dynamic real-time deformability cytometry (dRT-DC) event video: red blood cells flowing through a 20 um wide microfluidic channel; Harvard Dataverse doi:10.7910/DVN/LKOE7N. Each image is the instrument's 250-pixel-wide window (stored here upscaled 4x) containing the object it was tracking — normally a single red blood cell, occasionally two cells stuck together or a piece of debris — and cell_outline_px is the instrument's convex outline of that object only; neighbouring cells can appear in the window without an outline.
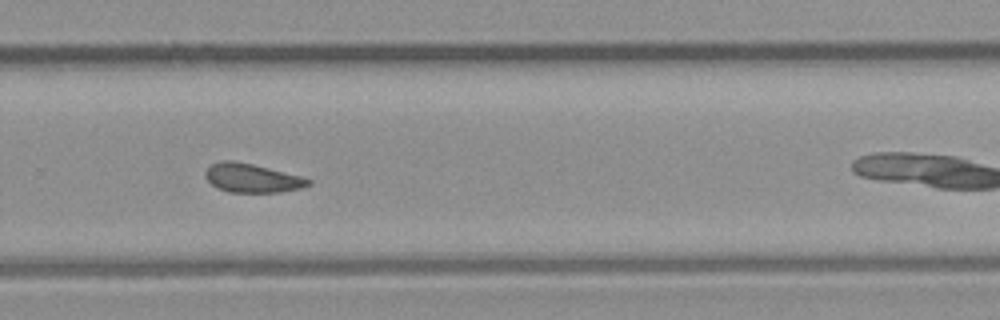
{"species": "common noctule bat (a hibernating species)", "species_latin": "Nyctalus noctula", "temperature_condition": "room temperature", "stored_images_in_passage": 27, "camera_frame_rate_fps": 3000, "um_per_image_px": 0.085, "animal": {"sex": "male", "body_mass_g": 23.1, "forearm_length_mm": 52.7}, "frame": {"image": 1, "passage_image": 20, "time_ms": 6.333, "image_size_px": [1000, 320], "cell_outline_px": [[312, 184], [300, 188], [280, 192], [228, 192], [212, 184], [204, 176], [204, 172], [212, 164], [224, 160], [232, 160], [252, 164], [304, 176], [312, 180]], "centroid_in_image_um": [21.47, 15.13], "position_along_channel_um": 308.3, "area_um2": 17.28}}